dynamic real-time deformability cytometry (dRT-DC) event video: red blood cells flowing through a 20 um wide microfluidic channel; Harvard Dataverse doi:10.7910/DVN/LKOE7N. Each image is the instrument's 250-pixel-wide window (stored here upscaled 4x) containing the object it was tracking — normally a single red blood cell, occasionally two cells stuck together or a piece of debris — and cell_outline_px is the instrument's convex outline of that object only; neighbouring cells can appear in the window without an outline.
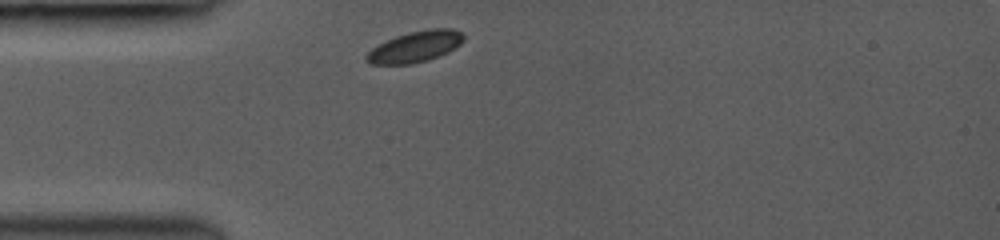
{"species": "common noctule bat (a hibernating species)", "species_latin": "Nyctalus noctula", "temperature_condition": "room temperature", "stored_images_in_passage": 6, "camera_frame_rate_fps": 3000, "um_per_image_px": 0.085, "animal": {"sex": "female", "body_mass_g": 19.0, "forearm_length_mm": 53.3}, "frame": {"image": 1, "passage_image": 1, "time_ms": 0.0, "image_size_px": [1000, 240], "cell_outline_px": [[464, 40], [460, 44], [448, 52], [428, 60], [412, 64], [372, 64], [364, 60], [364, 56], [372, 48], [396, 36], [408, 32], [428, 28], [452, 28], [460, 32], [464, 36]], "centroid_in_image_um": [35.29, 3.96], "position_along_channel_um": 49.7, "area_um2": 17.57}}
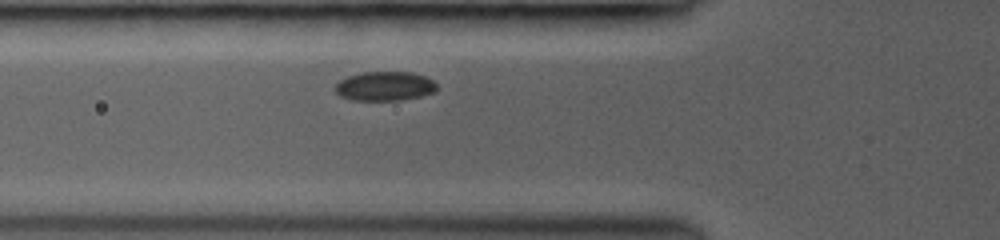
{"frame": {"image": 2, "passage_image": 4, "time_ms": 1.333, "image_size_px": [1000, 240], "cell_outline_px": [[436, 92], [420, 96], [400, 100], [352, 100], [340, 96], [336, 92], [336, 84], [340, 80], [348, 76], [360, 72], [412, 72], [424, 76], [432, 80], [436, 84]], "centroid_in_image_um": [32.7, 7.32], "position_along_channel_um": 93.1, "area_um2": 17.28}}
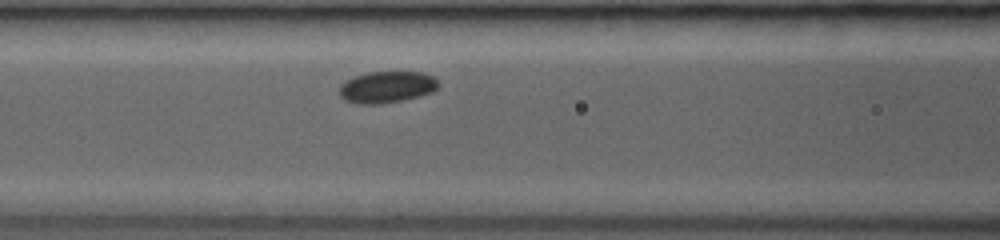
{"frame": {"image": 3, "passage_image": 6, "time_ms": 2.333, "image_size_px": [1000, 240], "cell_outline_px": [[440, 84], [432, 92], [420, 96], [404, 100], [380, 104], [360, 104], [344, 100], [340, 96], [340, 84], [352, 76], [368, 72], [424, 72], [432, 76]], "centroid_in_image_um": [32.86, 7.4], "position_along_channel_um": 133.7, "area_um2": 18.38}}